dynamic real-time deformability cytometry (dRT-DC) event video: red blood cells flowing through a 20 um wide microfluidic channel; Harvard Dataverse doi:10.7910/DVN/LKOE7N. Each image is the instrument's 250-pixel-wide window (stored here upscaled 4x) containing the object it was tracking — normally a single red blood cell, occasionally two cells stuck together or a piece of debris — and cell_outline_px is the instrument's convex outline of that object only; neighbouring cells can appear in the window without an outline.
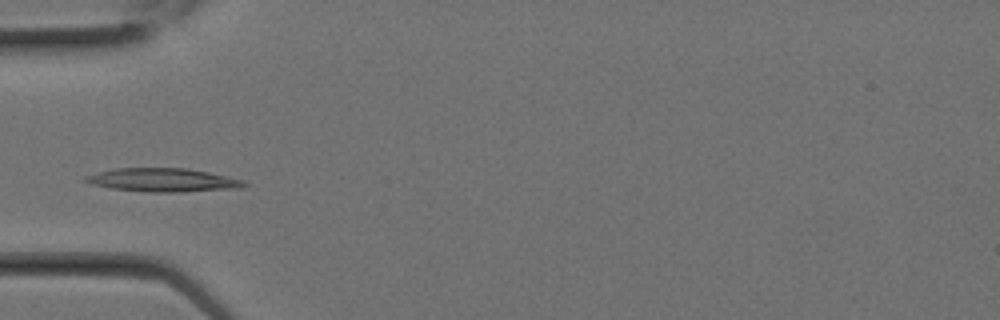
{"species": "Egyptian fruit bat (a non-hibernating species)", "species_latin": "Rousettus aegyptiacus", "temperature_condition": "room temperature", "stored_images_in_passage": 2, "camera_frame_rate_fps": 3000, "um_per_image_px": 0.085, "animal": {"sex": "female"}, "frame": {"image": 1, "passage_image": 2, "time_ms": 0.333, "image_size_px": [1000, 320], "cell_outline_px": [[248, 184], [240, 188], [180, 192], [148, 192], [112, 188], [92, 184], [80, 180], [84, 176], [96, 172], [116, 168], [188, 168], [228, 176], [244, 180]], "centroid_in_image_um": [13.83, 15.3], "position_along_channel_um": 71.2, "area_um2": 21.85}}